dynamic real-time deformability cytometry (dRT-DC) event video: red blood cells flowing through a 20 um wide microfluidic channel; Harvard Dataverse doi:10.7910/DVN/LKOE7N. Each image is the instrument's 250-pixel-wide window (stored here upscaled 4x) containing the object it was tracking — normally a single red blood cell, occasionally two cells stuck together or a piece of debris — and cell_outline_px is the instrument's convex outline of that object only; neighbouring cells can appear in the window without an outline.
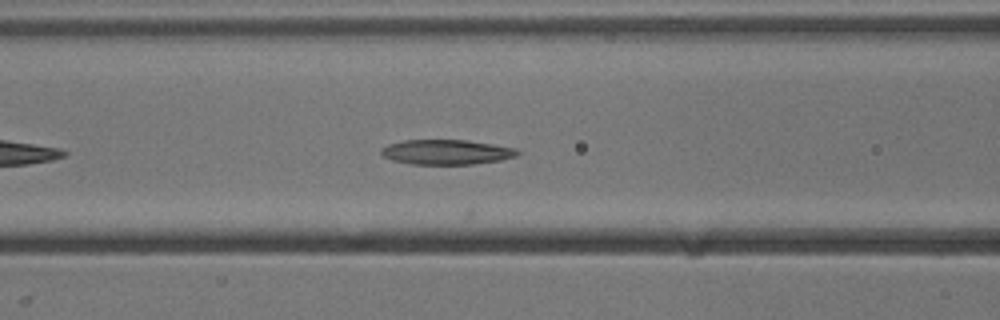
{"species": "common noctule bat (a hibernating species)", "species_latin": "Nyctalus noctula", "temperature_condition": "cold", "stored_images_in_passage": 24, "camera_frame_rate_fps": 3000, "um_per_image_px": 0.085, "animal": {"sex": "male", "body_mass_g": 13.3}, "frame": {"image": 1, "passage_image": 15, "time_ms": 4.667, "image_size_px": [1000, 320], "cell_outline_px": [[520, 152], [516, 156], [500, 160], [472, 164], [412, 164], [392, 160], [384, 156], [380, 152], [380, 148], [388, 144], [404, 140], [468, 140], [516, 148]], "centroid_in_image_um": [37.93, 12.92], "position_along_channel_um": 128.7, "area_um2": 19.71}}
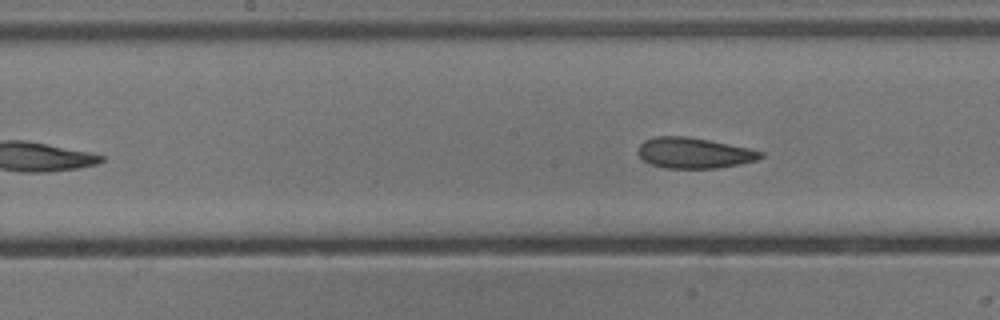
{"frame": {"image": 2, "passage_image": 24, "time_ms": 7.667, "image_size_px": [1000, 320], "cell_outline_px": [[764, 156], [756, 160], [740, 164], [716, 168], [664, 168], [652, 164], [644, 160], [640, 156], [640, 144], [644, 140], [656, 136], [688, 136], [748, 148], [764, 152]], "centroid_in_image_um": [59.01, 13.0], "position_along_channel_um": 189.2, "area_um2": 21.68}}